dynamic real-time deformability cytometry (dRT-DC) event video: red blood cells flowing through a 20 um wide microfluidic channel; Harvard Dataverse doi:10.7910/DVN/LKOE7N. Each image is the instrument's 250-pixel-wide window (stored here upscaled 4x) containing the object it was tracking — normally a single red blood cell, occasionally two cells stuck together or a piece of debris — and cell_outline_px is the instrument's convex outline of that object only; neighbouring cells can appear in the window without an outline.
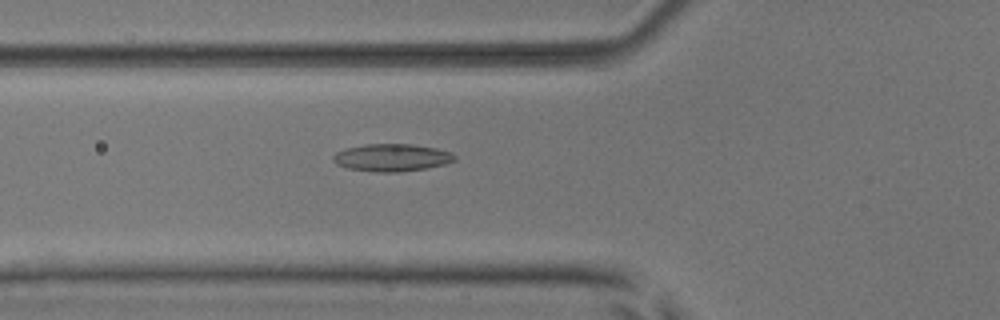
{"species": "common noctule bat (a hibernating species)", "species_latin": "Nyctalus noctula", "temperature_condition": "room temperature", "stored_images_in_passage": 42, "camera_frame_rate_fps": 3000, "um_per_image_px": 0.085, "animal": {"sex": "male", "body_mass_g": 17.9, "forearm_length_mm": 54.2}, "frame": {"image": 1, "passage_image": 9, "time_ms": 2.667, "image_size_px": [1000, 320], "cell_outline_px": [[456, 160], [448, 164], [428, 168], [400, 172], [376, 172], [348, 168], [336, 164], [332, 160], [332, 156], [336, 152], [344, 148], [364, 144], [412, 144], [436, 148], [452, 152], [456, 156]], "centroid_in_image_um": [33.32, 13.39], "position_along_channel_um": 92.5, "area_um2": 19.77}}
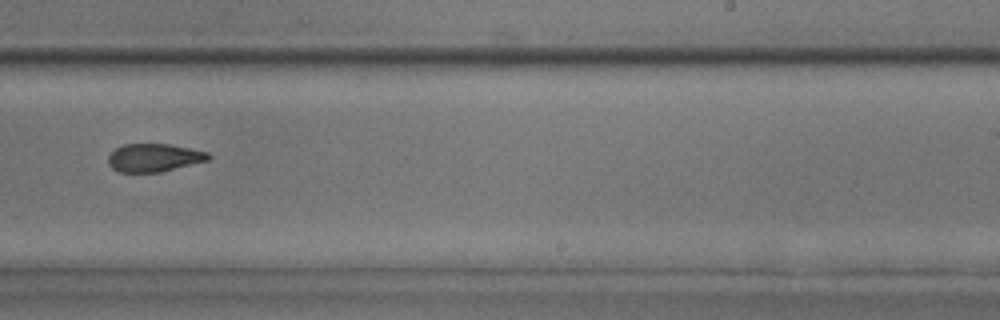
{"frame": {"image": 2, "passage_image": 23, "time_ms": 7.333, "image_size_px": [1000, 320], "cell_outline_px": [[212, 156], [208, 160], [160, 172], [120, 172], [112, 168], [108, 164], [108, 156], [116, 148], [124, 144], [172, 144], [208, 152]], "centroid_in_image_um": [13.09, 13.4], "position_along_channel_um": 275.9, "area_um2": 16.36}}
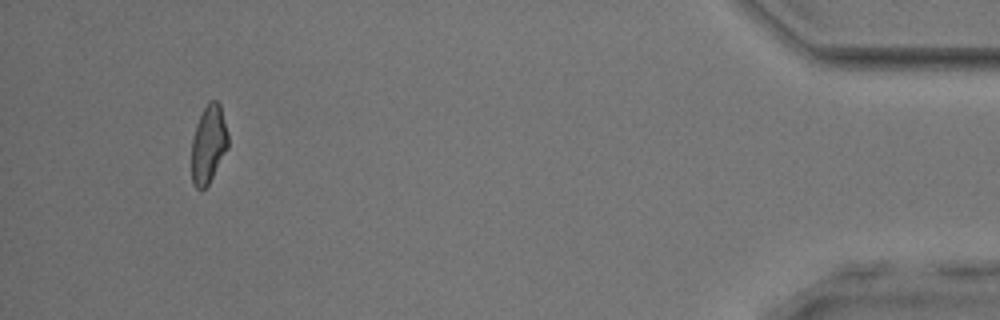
{"frame": {"image": 3, "passage_image": 39, "time_ms": 12.667, "image_size_px": [1000, 320], "cell_outline_px": [[228, 148], [208, 184], [200, 192], [192, 184], [192, 136], [196, 124], [208, 100], [216, 100], [220, 104], [228, 132]], "centroid_in_image_um": [17.72, 12.25], "position_along_channel_um": 417.5, "area_um2": 16.7}, "authors_computed_cell_mechanics": {"area_um2": 17.34, "velocity_mm_per_s": 3.9386, "shape_relaxation_time_tau1_ms": 6.8732, "shape_relaxation_time_tau2_ms": 3.1427, "deformation_change_tau1": 0.1673, "deformation_change_tau2": 0.1125}}